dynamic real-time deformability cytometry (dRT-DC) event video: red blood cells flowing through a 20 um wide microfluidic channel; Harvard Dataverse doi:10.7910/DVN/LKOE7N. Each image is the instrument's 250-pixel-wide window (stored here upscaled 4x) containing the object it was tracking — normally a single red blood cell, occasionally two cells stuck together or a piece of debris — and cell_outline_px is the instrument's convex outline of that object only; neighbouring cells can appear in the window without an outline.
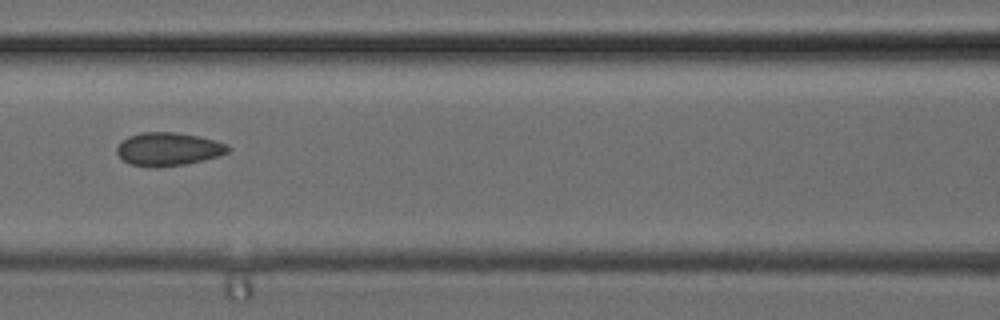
{"species": "common noctule bat (a hibernating species)", "species_latin": "Nyctalus noctula", "temperature_condition": "cold", "stored_images_in_passage": 4, "camera_frame_rate_fps": 3000, "um_per_image_px": 0.085, "animal": {"sex": "female", "body_mass_g": 24.6, "forearm_length_mm": 56.2}, "frame": {"image": 1, "passage_image": 4, "time_ms": 1.0, "image_size_px": [1000, 320], "cell_outline_px": [[232, 148], [228, 152], [216, 156], [184, 164], [156, 168], [152, 168], [128, 164], [116, 152], [116, 148], [128, 136], [140, 132], [176, 132], [216, 140], [228, 144]], "centroid_in_image_um": [14.29, 12.67], "position_along_channel_um": 152.3, "area_um2": 21.5}}